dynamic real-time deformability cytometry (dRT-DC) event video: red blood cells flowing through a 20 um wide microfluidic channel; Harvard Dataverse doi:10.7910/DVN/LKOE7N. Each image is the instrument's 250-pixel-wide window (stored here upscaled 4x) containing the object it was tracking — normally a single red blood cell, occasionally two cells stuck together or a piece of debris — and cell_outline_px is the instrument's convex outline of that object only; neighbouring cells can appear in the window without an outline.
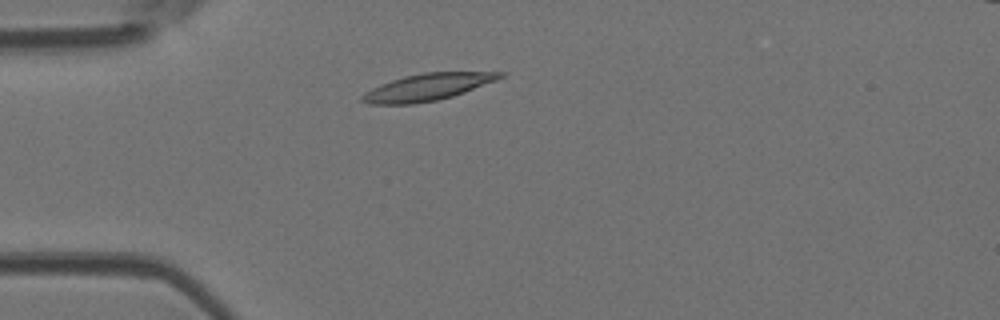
{"species": "Egyptian fruit bat (a non-hibernating species)", "species_latin": "Rousettus aegyptiacus", "temperature_condition": "room temperature", "stored_images_in_passage": 3, "camera_frame_rate_fps": 3000, "um_per_image_px": 0.085, "animal": {"sex": "female"}, "frame": {"image": 1, "passage_image": 2, "time_ms": 0.333, "image_size_px": [1000, 320], "cell_outline_px": [[504, 76], [496, 80], [464, 92], [452, 96], [436, 100], [412, 104], [368, 104], [360, 100], [360, 96], [372, 88], [392, 80], [404, 76], [424, 72], [504, 72]], "centroid_in_image_um": [36.31, 7.4], "position_along_channel_um": 48.7, "area_um2": 21.33}}